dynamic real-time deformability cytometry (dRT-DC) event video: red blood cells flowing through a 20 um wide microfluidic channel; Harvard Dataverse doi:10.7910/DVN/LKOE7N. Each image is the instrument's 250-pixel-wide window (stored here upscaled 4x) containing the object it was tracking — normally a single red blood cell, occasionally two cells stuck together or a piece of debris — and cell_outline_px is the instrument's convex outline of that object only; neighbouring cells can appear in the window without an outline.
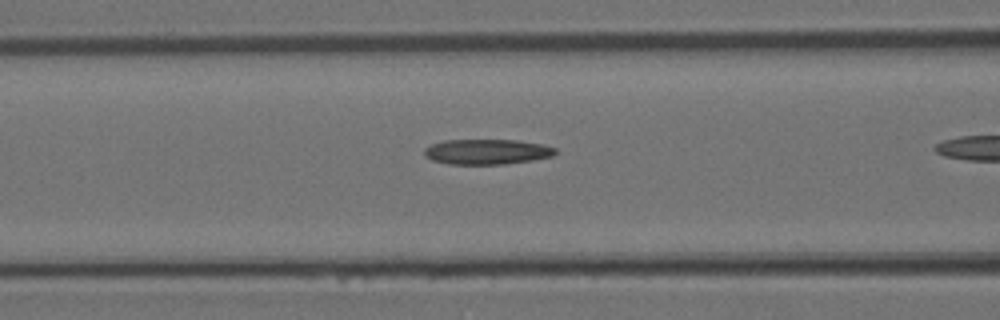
{"species": "Egyptian fruit bat (a non-hibernating species)", "species_latin": "Rousettus aegyptiacus", "temperature_condition": "room temperature", "stored_images_in_passage": 5, "camera_frame_rate_fps": 3000, "um_per_image_px": 0.085, "animal": {"sex": "female"}, "frame": {"image": 1, "passage_image": 4, "time_ms": 1.0, "image_size_px": [1000, 320], "cell_outline_px": [[556, 152], [552, 156], [532, 160], [504, 164], [448, 164], [432, 160], [424, 156], [424, 148], [432, 144], [444, 140], [516, 140], [544, 144], [556, 148]], "centroid_in_image_um": [41.37, 12.89], "position_along_channel_um": 125.2, "area_um2": 19.31}}